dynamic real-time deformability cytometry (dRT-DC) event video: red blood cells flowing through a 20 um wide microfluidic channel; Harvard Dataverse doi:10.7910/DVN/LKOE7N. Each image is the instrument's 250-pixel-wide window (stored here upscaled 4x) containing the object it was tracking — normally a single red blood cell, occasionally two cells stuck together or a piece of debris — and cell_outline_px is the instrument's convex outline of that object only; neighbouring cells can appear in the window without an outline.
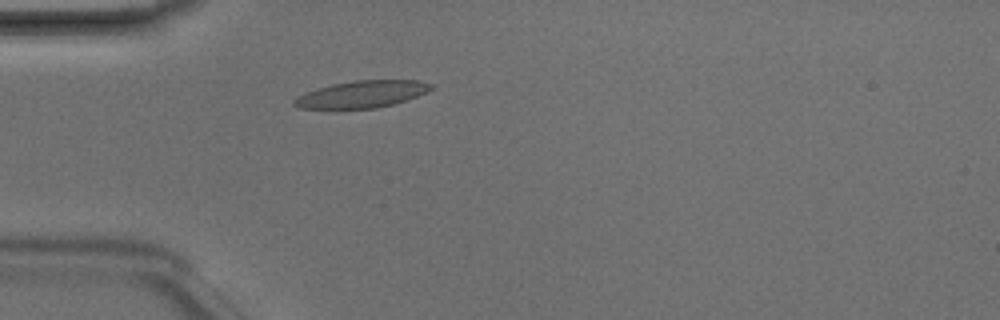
{"species": "Egyptian fruit bat (a non-hibernating species)", "species_latin": "Rousettus aegyptiacus", "temperature_condition": "room temperature", "stored_images_in_passage": 3, "camera_frame_rate_fps": 3000, "um_per_image_px": 0.085, "animal": {"sex": "male"}, "frame": {"image": 1, "passage_image": 3, "time_ms": 0.667, "image_size_px": [1000, 320], "cell_outline_px": [[436, 88], [428, 92], [392, 104], [376, 108], [300, 108], [292, 104], [292, 100], [316, 88], [332, 84], [352, 80], [416, 80], [436, 84]], "centroid_in_image_um": [30.82, 7.99], "position_along_channel_um": 54.2, "area_um2": 21.44}}